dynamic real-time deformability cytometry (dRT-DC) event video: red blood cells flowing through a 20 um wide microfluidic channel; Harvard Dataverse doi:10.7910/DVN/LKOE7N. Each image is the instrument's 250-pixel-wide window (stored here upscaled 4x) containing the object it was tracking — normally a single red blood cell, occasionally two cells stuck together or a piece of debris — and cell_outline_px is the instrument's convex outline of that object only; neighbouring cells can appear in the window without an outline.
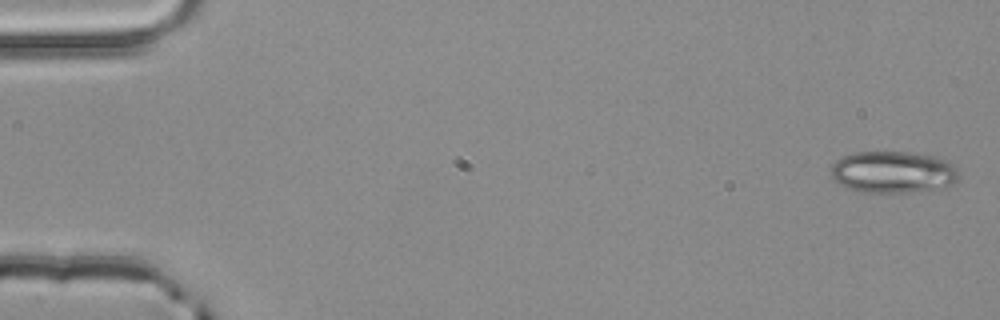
{"species": "common noctule bat (a hibernating species)", "species_latin": "Nyctalus noctula", "temperature_condition": "room temperature", "stored_images_in_passage": 4, "camera_frame_rate_fps": 3000, "um_per_image_px": 0.085, "animal": {"sex": "male", "body_mass_g": 20.4}, "frame": {"image": 1, "passage_image": 1, "time_ms": 0.0, "image_size_px": [1000, 320], "cell_outline_px": [[960, 180], [948, 184], [928, 188], [904, 192], [864, 192], [848, 188], [840, 184], [832, 176], [832, 164], [836, 160], [844, 156], [856, 152], [908, 152], [928, 156], [944, 160], [952, 164], [960, 172]], "centroid_in_image_um": [75.87, 14.61], "position_along_channel_um": 9.1, "area_um2": 30.35}}